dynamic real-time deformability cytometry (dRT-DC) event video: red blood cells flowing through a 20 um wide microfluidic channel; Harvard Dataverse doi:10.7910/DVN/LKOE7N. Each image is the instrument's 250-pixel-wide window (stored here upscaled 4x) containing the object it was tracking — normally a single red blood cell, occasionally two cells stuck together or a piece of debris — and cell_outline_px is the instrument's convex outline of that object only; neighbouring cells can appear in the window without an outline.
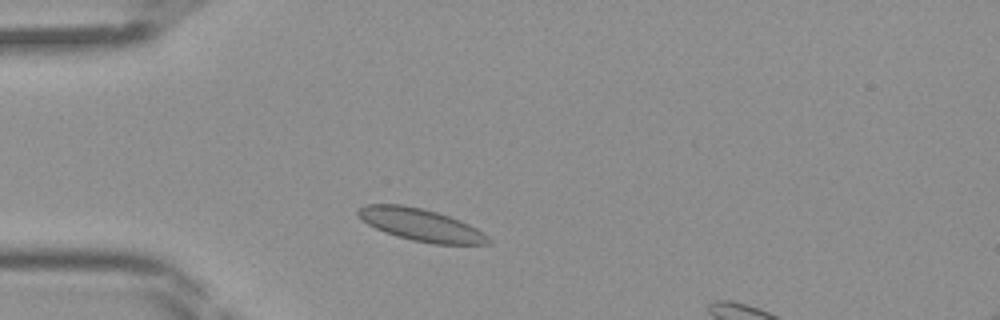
{"species": "Egyptian fruit bat (a non-hibernating species)", "species_latin": "Rousettus aegyptiacus", "temperature_condition": "room temperature", "stored_images_in_passage": 35, "camera_frame_rate_fps": 3000, "um_per_image_px": 0.085, "frame": {"image": 1, "passage_image": 4, "time_ms": 1.0, "image_size_px": [1000, 320], "cell_outline_px": [[492, 244], [432, 244], [412, 240], [396, 236], [384, 232], [368, 224], [356, 212], [360, 208], [368, 204], [400, 204], [424, 208], [460, 220], [476, 228], [488, 236], [492, 240]], "centroid_in_image_um": [35.8, 19.12], "position_along_channel_um": 49.2, "area_um2": 24.39}}
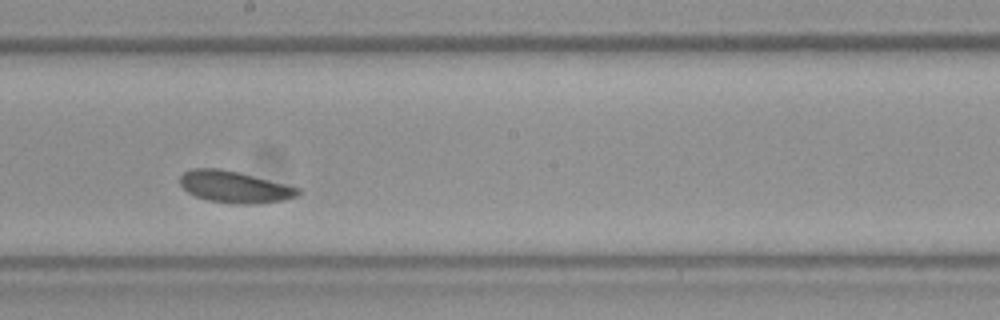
{"frame": {"image": 2, "passage_image": 17, "time_ms": 5.333, "image_size_px": [1000, 320], "cell_outline_px": [[300, 196], [284, 200], [256, 204], [236, 204], [208, 200], [196, 196], [188, 192], [180, 184], [180, 176], [184, 172], [192, 168], [220, 168], [240, 172], [288, 184], [300, 188]], "centroid_in_image_um": [19.99, 15.88], "position_along_channel_um": 228.2, "area_um2": 22.08}}
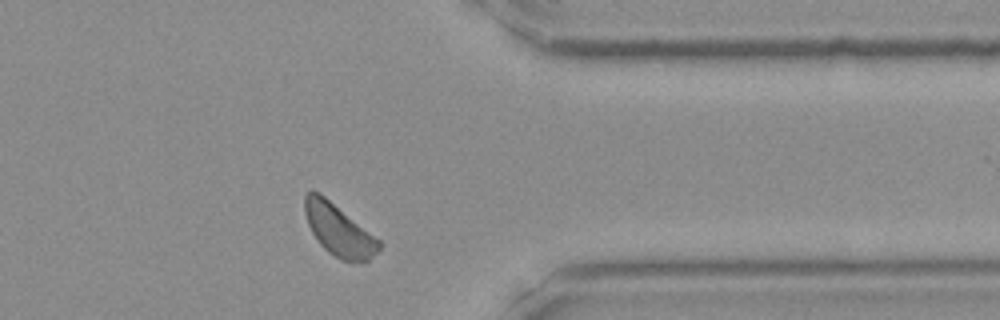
{"frame": {"image": 3, "passage_image": 28, "time_ms": 9.0, "image_size_px": [1000, 320], "cell_outline_px": [[380, 248], [368, 260], [352, 264], [340, 260], [328, 252], [320, 244], [312, 232], [308, 224], [304, 212], [304, 196], [312, 188], [320, 192], [380, 240]], "centroid_in_image_um": [28.77, 19.55], "position_along_channel_um": 382.6, "area_um2": 22.48}}